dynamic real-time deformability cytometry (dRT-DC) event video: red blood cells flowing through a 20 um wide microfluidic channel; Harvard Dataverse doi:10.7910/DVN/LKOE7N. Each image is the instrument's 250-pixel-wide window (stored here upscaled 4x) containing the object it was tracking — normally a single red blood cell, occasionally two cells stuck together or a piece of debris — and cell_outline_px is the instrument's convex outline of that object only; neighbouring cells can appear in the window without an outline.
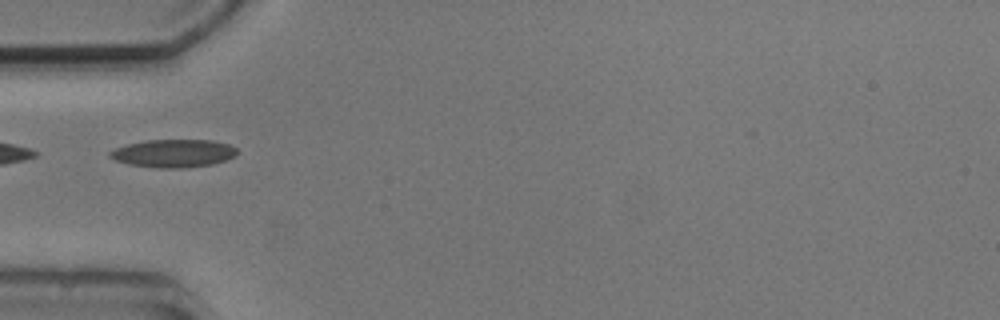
{"species": "common noctule bat (a hibernating species)", "species_latin": "Nyctalus noctula", "temperature_condition": "cold", "stored_images_in_passage": 4, "camera_frame_rate_fps": 3000, "um_per_image_px": 0.085, "animal": {"sex": "male", "body_mass_g": 20.5, "forearm_length_mm": 52.5}, "frame": {"image": 1, "passage_image": 4, "time_ms": 4.667, "image_size_px": [1000, 320], "cell_outline_px": [[236, 156], [212, 164], [184, 168], [160, 168], [128, 164], [116, 160], [108, 156], [108, 152], [116, 148], [128, 144], [144, 140], [212, 140], [228, 144], [236, 148]], "centroid_in_image_um": [14.73, 13.03], "position_along_channel_um": 70.3, "area_um2": 20.63}}